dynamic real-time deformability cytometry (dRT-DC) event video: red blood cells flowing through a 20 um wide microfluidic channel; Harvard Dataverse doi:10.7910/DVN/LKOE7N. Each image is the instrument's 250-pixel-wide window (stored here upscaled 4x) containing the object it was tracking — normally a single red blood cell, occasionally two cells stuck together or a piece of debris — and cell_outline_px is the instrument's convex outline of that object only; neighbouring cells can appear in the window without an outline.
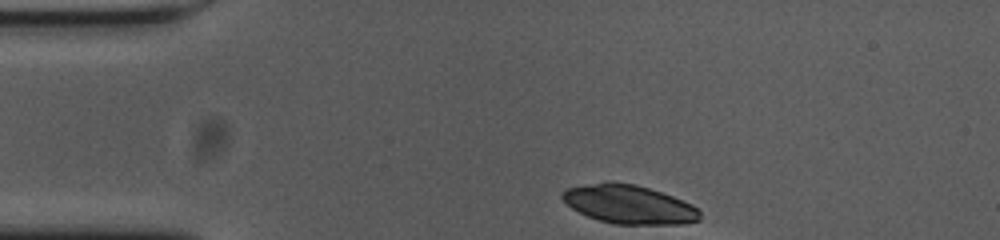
{"species": "common noctule bat (a hibernating species)", "species_latin": "Nyctalus noctula", "temperature_condition": "cold", "stored_images_in_passage": 1, "camera_frame_rate_fps": 3000, "um_per_image_px": 0.085, "animal": {"sex": "female", "body_mass_g": 23.0, "forearm_length_mm": 53.4}, "frame": {"image": 1, "passage_image": 1, "time_ms": 0.0, "image_size_px": [1000, 240], "cell_outline_px": [[700, 220], [680, 224], [612, 224], [588, 216], [572, 208], [560, 196], [568, 188], [608, 180], [636, 184], [672, 196], [692, 204], [700, 212]], "centroid_in_image_um": [53.47, 17.36], "position_along_channel_um": 31.5, "area_um2": 30.87}}